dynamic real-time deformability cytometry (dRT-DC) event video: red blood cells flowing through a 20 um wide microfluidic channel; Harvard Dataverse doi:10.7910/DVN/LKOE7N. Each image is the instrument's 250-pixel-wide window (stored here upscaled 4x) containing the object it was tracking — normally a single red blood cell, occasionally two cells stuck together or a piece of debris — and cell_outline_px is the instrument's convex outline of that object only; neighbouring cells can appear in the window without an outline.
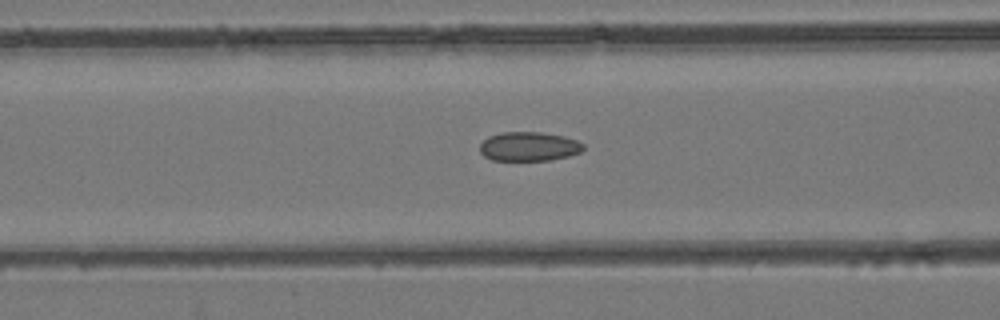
{"species": "common noctule bat (a hibernating species)", "species_latin": "Nyctalus noctula", "temperature_condition": "room temperature", "stored_images_in_passage": 45, "camera_frame_rate_fps": 3000, "um_per_image_px": 0.085, "animal": {"sex": "female", "body_mass_g": 24.6, "forearm_length_mm": 56.2}, "frame": {"image": 1, "passage_image": 16, "time_ms": 5.0, "image_size_px": [1000, 320], "cell_outline_px": [[584, 148], [580, 152], [568, 156], [548, 160], [492, 160], [484, 156], [480, 152], [480, 144], [488, 136], [500, 132], [540, 132], [564, 136], [576, 140], [584, 144]], "centroid_in_image_um": [44.94, 12.44], "position_along_channel_um": 121.7, "area_um2": 17.57}}
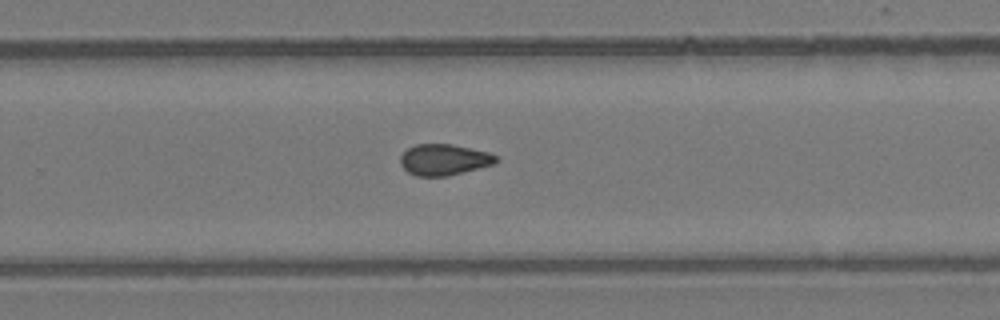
{"frame": {"image": 2, "passage_image": 28, "time_ms": 9.0, "image_size_px": [1000, 320], "cell_outline_px": [[500, 160], [496, 164], [448, 176], [416, 176], [408, 172], [400, 164], [400, 156], [408, 148], [416, 144], [452, 144], [488, 152], [496, 156]], "centroid_in_image_um": [37.76, 13.58], "position_along_channel_um": 292.0, "area_um2": 17.46}}
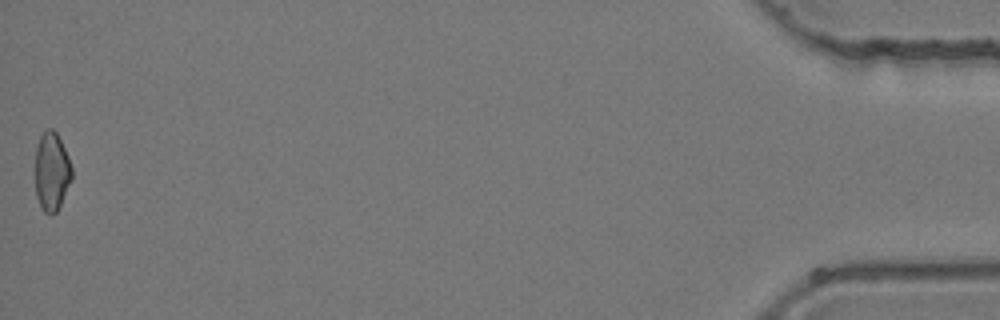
{"frame": {"image": 3, "passage_image": 45, "time_ms": 14.667, "image_size_px": [1000, 320], "cell_outline_px": [[72, 180], [56, 212], [52, 216], [44, 212], [40, 208], [36, 196], [36, 148], [40, 136], [48, 128], [52, 128], [56, 132], [68, 156], [72, 168]], "centroid_in_image_um": [4.4, 14.61], "position_along_channel_um": 430.8, "area_um2": 16.76}}